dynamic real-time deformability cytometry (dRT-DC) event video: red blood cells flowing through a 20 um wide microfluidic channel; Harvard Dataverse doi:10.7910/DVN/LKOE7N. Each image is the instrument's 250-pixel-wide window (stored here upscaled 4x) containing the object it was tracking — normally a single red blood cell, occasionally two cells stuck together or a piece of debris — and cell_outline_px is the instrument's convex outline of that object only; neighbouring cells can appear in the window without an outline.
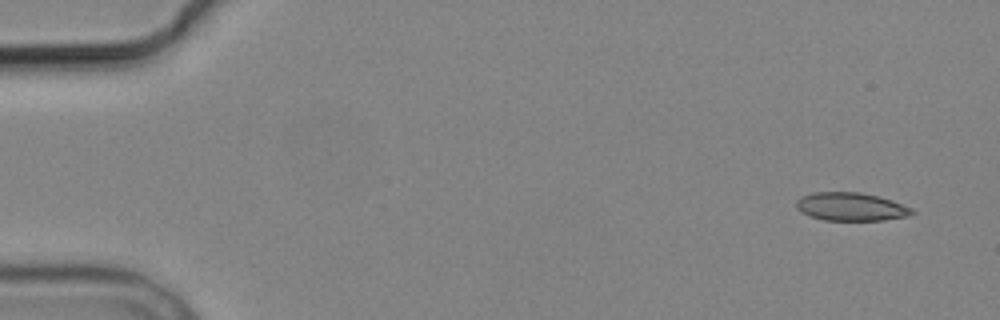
{"species": "common noctule bat (a hibernating species)", "species_latin": "Nyctalus noctula", "temperature_condition": "cold", "stored_images_in_passage": 4, "camera_frame_rate_fps": 3000, "um_per_image_px": 0.085, "animal": {"sex": "male", "body_mass_g": 19.2, "forearm_length_mm": 51.8}, "frame": {"image": 1, "passage_image": 1, "time_ms": 0.0, "image_size_px": [1000, 320], "cell_outline_px": [[916, 212], [908, 216], [884, 220], [824, 220], [808, 216], [800, 212], [796, 208], [796, 200], [800, 196], [812, 192], [860, 192], [880, 196], [892, 200], [912, 208]], "centroid_in_image_um": [72.3, 17.56], "position_along_channel_um": 12.7, "area_um2": 19.31}}
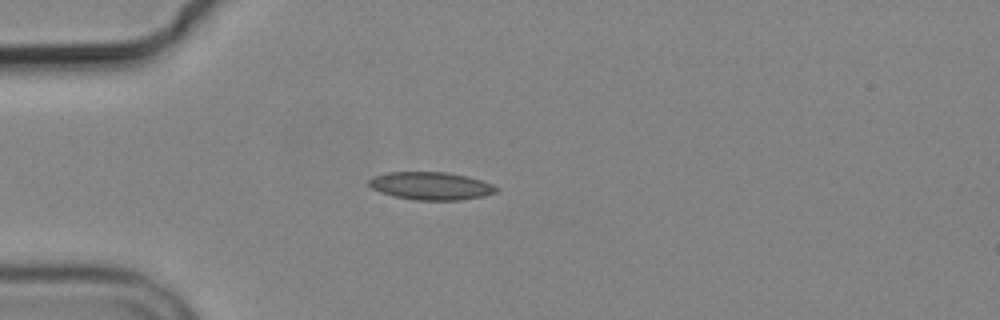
{"frame": {"image": 2, "passage_image": 4, "time_ms": 4.0, "image_size_px": [1000, 320], "cell_outline_px": [[500, 188], [496, 192], [484, 196], [460, 200], [416, 200], [392, 196], [380, 192], [372, 188], [368, 184], [368, 180], [372, 176], [388, 172], [448, 172], [468, 176], [492, 184]], "centroid_in_image_um": [36.62, 15.8], "position_along_channel_um": 48.4, "area_um2": 20.81}}